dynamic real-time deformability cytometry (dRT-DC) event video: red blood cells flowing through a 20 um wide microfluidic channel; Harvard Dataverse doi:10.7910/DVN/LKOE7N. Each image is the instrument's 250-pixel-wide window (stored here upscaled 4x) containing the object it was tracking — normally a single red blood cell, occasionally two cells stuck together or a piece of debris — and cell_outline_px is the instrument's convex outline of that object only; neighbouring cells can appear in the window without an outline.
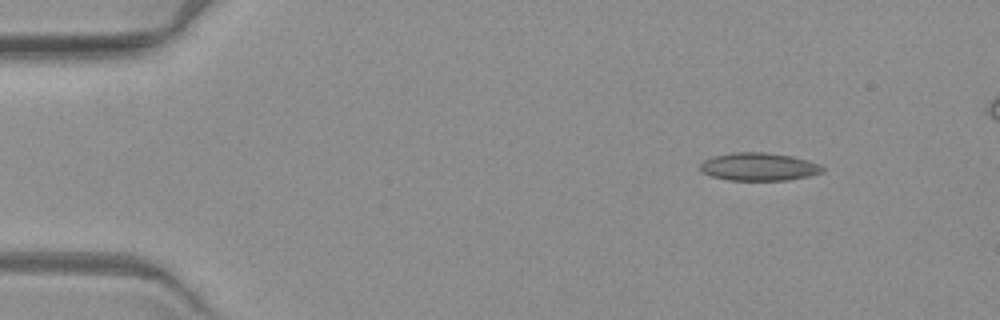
{"species": "common noctule bat (a hibernating species)", "species_latin": "Nyctalus noctula", "temperature_condition": "warm", "stored_images_in_passage": 3, "camera_frame_rate_fps": 3000, "um_per_image_px": 0.085, "animal": {"sex": "female", "body_mass_g": 19.3, "forearm_length_mm": 54.1}, "frame": {"image": 1, "passage_image": 3, "time_ms": 3.333, "image_size_px": [1000, 320], "cell_outline_px": [[824, 172], [808, 176], [788, 180], [728, 180], [712, 176], [704, 172], [700, 168], [700, 164], [704, 160], [712, 156], [732, 152], [768, 152], [792, 156], [808, 160], [820, 164], [824, 168]], "centroid_in_image_um": [64.52, 14.16], "position_along_channel_um": 20.5, "area_um2": 20.0}}